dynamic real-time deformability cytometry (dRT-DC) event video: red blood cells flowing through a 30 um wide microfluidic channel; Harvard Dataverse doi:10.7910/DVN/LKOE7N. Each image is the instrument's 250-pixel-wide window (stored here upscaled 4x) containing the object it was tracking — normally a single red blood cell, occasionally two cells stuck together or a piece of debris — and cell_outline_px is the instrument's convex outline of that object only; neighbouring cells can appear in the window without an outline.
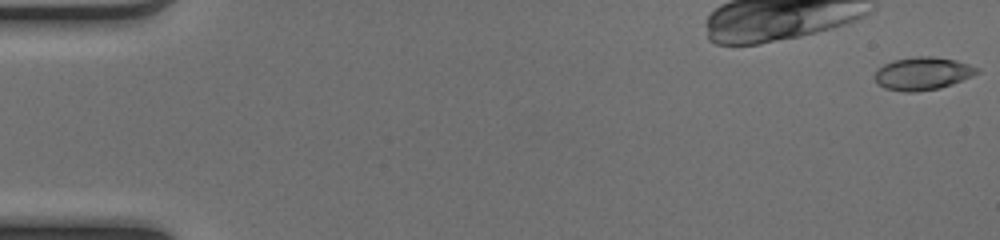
{"species": "common noctule bat (a hibernating species)", "species_latin": "Nyctalus noctula", "temperature_condition": "cold", "stored_images_in_passage": 15, "camera_frame_rate_fps": 3000, "um_per_image_px": 0.085, "animal": {"sex": "female", "body_mass_g": 17.0, "forearm_length_mm": 48.0}, "frame": {"image": 1, "passage_image": 1, "time_ms": 0.0, "image_size_px": [1000, 240], "cell_outline_px": [[980, 72], [972, 76], [952, 84], [940, 88], [916, 92], [904, 92], [884, 88], [876, 80], [876, 68], [892, 60], [916, 56], [932, 56], [956, 60], [980, 68]], "centroid_in_image_um": [78.44, 6.24], "position_along_channel_um": 6.6, "area_um2": 19.65}}